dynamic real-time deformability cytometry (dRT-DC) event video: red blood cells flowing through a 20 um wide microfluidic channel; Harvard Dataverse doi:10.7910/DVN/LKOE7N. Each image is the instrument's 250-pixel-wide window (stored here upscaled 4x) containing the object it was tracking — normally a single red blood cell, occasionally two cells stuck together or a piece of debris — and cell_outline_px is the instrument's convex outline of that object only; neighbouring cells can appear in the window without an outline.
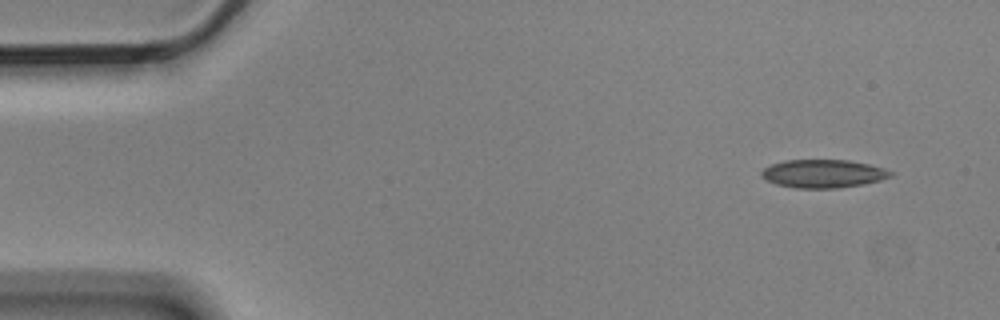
{"species": "Egyptian fruit bat (a non-hibernating species)", "species_latin": "Rousettus aegyptiacus", "temperature_condition": "cold", "stored_images_in_passage": 4, "camera_frame_rate_fps": 3000, "um_per_image_px": 0.085, "animal": {"sex": "male"}, "frame": {"image": 1, "passage_image": 1, "time_ms": 0.0, "image_size_px": [1000, 320], "cell_outline_px": [[896, 172], [892, 176], [880, 180], [864, 184], [836, 188], [796, 188], [776, 184], [760, 176], [760, 172], [764, 168], [772, 164], [784, 160], [848, 160], [868, 164], [884, 168]], "centroid_in_image_um": [69.99, 14.76], "position_along_channel_um": 15.0, "area_um2": 21.27}}
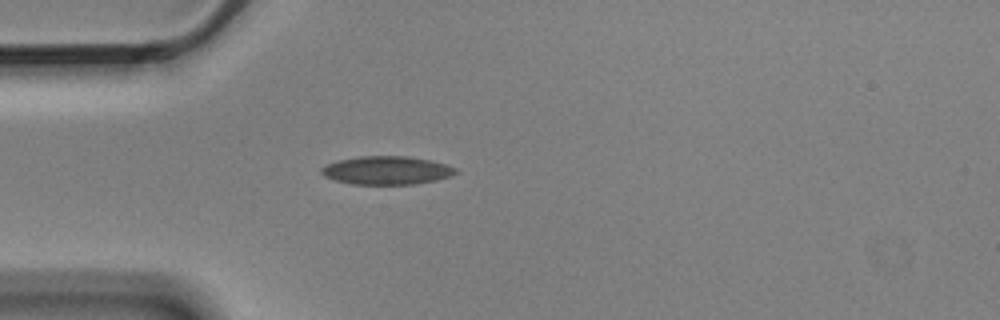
{"frame": {"image": 2, "passage_image": 4, "time_ms": 1.0, "image_size_px": [1000, 320], "cell_outline_px": [[460, 172], [452, 176], [436, 180], [416, 184], [352, 184], [336, 180], [324, 176], [320, 172], [320, 168], [328, 164], [340, 160], [360, 156], [404, 156], [428, 160], [444, 164], [456, 168]], "centroid_in_image_um": [32.89, 14.49], "position_along_channel_um": 52.1, "area_um2": 22.02}}